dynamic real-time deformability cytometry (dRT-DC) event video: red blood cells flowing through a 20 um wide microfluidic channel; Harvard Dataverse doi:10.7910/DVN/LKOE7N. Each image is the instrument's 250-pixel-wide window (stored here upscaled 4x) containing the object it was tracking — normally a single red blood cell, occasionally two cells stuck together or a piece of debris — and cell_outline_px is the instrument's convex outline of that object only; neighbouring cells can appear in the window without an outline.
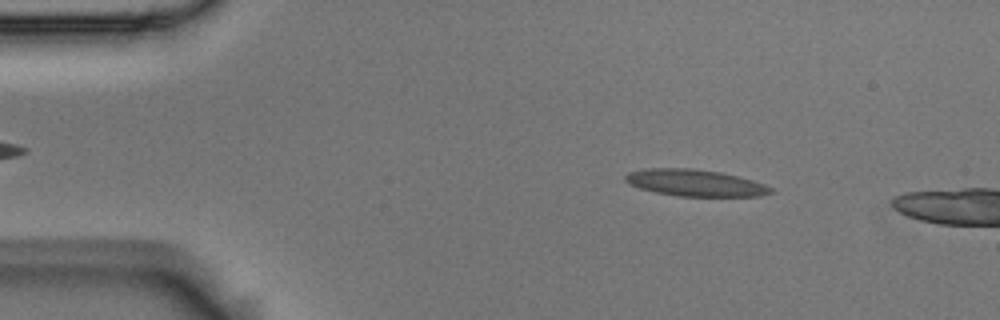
{"species": "Egyptian fruit bat (a non-hibernating species)", "species_latin": "Rousettus aegyptiacus", "temperature_condition": "room temperature", "stored_images_in_passage": 14, "camera_frame_rate_fps": 3000, "um_per_image_px": 0.085, "animal": {"sex": "male"}, "frame": {"image": 1, "passage_image": 7, "time_ms": 2.0, "image_size_px": [1000, 320], "cell_outline_px": [[772, 192], [760, 196], [676, 196], [656, 192], [640, 188], [624, 180], [624, 176], [628, 172], [644, 168], [692, 168], [720, 172], [752, 180], [764, 184], [772, 188]], "centroid_in_image_um": [59.05, 15.54], "position_along_channel_um": 25.9, "area_um2": 22.48}}